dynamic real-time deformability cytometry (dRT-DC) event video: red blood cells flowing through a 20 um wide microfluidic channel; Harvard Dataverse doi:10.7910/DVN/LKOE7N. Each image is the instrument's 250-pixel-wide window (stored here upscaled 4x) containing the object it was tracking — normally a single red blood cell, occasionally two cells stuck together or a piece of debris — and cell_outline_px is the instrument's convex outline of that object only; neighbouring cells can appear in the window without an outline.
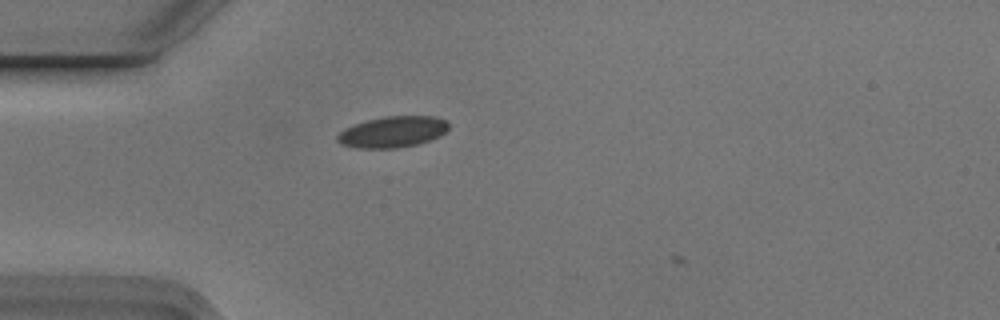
{"species": "Egyptian fruit bat (a non-hibernating species)", "species_latin": "Rousettus aegyptiacus", "temperature_condition": "cold", "stored_images_in_passage": 3, "camera_frame_rate_fps": 3000, "um_per_image_px": 0.085, "animal": {"sex": "male"}, "frame": {"image": 1, "passage_image": 2, "time_ms": 0.333, "image_size_px": [1000, 320], "cell_outline_px": [[448, 128], [440, 136], [416, 144], [396, 148], [356, 148], [340, 144], [336, 140], [336, 136], [344, 128], [368, 120], [384, 116], [436, 116], [448, 120]], "centroid_in_image_um": [33.36, 11.2], "position_along_channel_um": 51.6, "area_um2": 20.17}}